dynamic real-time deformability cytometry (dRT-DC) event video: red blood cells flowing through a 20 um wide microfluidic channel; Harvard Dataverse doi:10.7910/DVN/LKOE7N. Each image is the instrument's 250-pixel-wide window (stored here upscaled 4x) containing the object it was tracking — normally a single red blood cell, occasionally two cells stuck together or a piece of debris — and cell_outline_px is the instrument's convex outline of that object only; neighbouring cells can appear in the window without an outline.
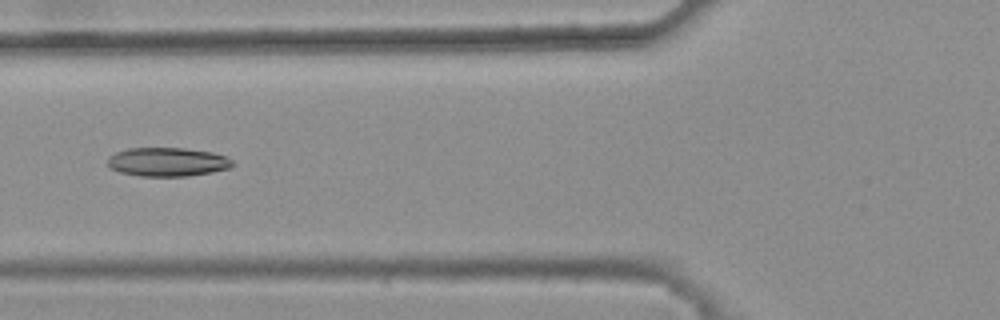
{"species": "common noctule bat (a hibernating species)", "species_latin": "Nyctalus noctula", "temperature_condition": "warm", "stored_images_in_passage": 38, "camera_frame_rate_fps": 3000, "um_per_image_px": 0.085, "animal": {"sex": "female", "body_mass_g": 25.1}, "frame": {"image": 1, "passage_image": 12, "time_ms": 3.667, "image_size_px": [1000, 320], "cell_outline_px": [[236, 164], [228, 168], [212, 172], [188, 176], [140, 176], [120, 172], [112, 168], [108, 164], [108, 156], [116, 152], [128, 148], [184, 148], [212, 152], [224, 156], [232, 160]], "centroid_in_image_um": [14.24, 13.76], "position_along_channel_um": 111.6, "area_um2": 20.92}}
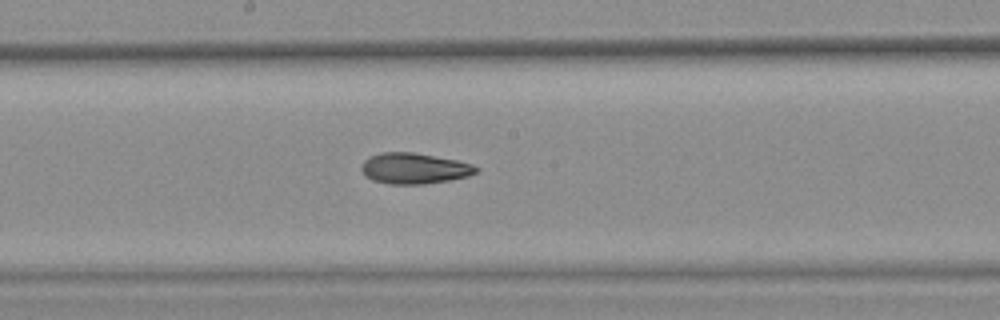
{"frame": {"image": 2, "passage_image": 20, "time_ms": 6.333, "image_size_px": [1000, 320], "cell_outline_px": [[480, 168], [476, 172], [468, 176], [448, 180], [424, 184], [388, 184], [372, 180], [364, 176], [360, 168], [364, 160], [368, 156], [380, 152], [412, 152], [456, 160], [472, 164]], "centroid_in_image_um": [35.16, 14.31], "position_along_channel_um": 213.0, "area_um2": 20.69}}
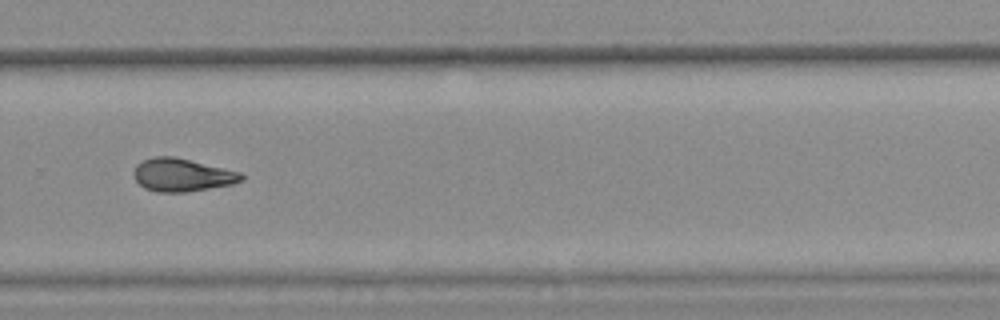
{"frame": {"image": 3, "passage_image": 28, "time_ms": 9.0, "image_size_px": [1000, 320], "cell_outline_px": [[244, 180], [232, 184], [184, 192], [156, 192], [144, 188], [132, 176], [132, 172], [136, 164], [152, 156], [172, 156], [240, 172], [244, 176]], "centroid_in_image_um": [15.43, 14.87], "position_along_channel_um": 314.4, "area_um2": 20.58}, "authors_computed_cell_mechanics": {"area_um2": 20.6635, "velocity_mm_per_s": 3.8023, "shape_relaxation_time_tau1_ms": null, "shape_relaxation_time_tau2_ms": 4.4689, "deformation_change_tau1": null, "deformation_change_tau2": 0.1171}}